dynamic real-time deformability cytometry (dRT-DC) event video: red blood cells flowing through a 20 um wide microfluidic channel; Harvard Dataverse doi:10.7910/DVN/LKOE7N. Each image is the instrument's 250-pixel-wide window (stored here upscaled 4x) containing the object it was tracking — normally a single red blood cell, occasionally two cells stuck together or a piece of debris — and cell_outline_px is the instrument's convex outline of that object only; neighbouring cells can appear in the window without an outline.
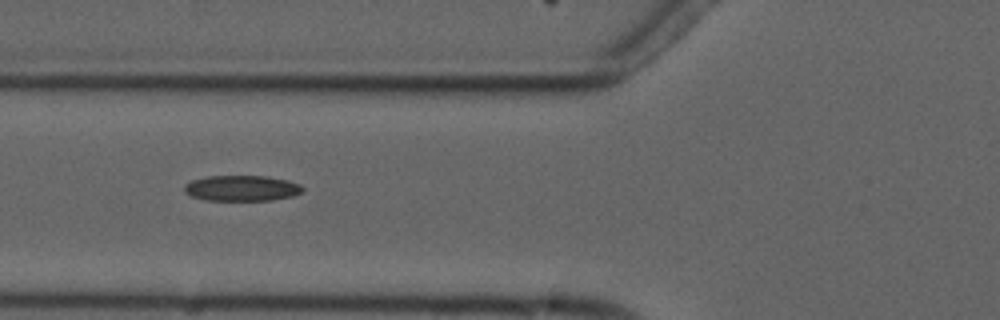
{"species": "common noctule bat (a hibernating species)", "species_latin": "Nyctalus noctula", "temperature_condition": "cold", "stored_images_in_passage": 7, "camera_frame_rate_fps": 3000, "um_per_image_px": 0.085, "animal": {"sex": "male", "forearm_length_mm": 52.5}, "frame": {"image": 1, "passage_image": 4, "time_ms": 4.333, "image_size_px": [1000, 320], "cell_outline_px": [[304, 192], [292, 196], [272, 200], [204, 200], [192, 196], [184, 192], [184, 184], [192, 180], [204, 176], [268, 176], [288, 180], [300, 184], [304, 188]], "centroid_in_image_um": [20.56, 15.99], "position_along_channel_um": 105.2, "area_um2": 17.86}}
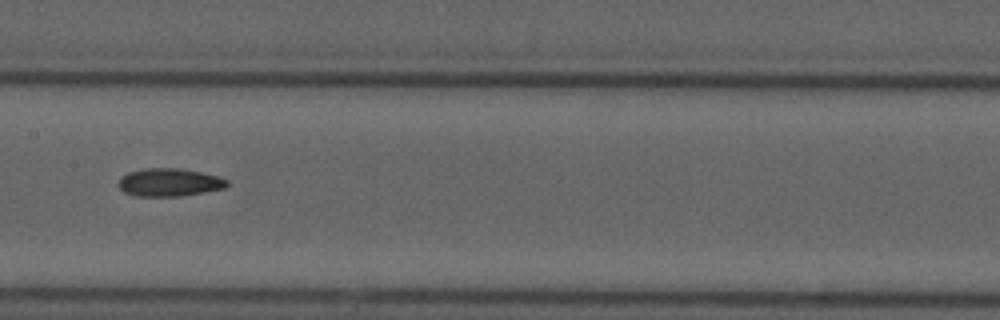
{"frame": {"image": 2, "passage_image": 6, "time_ms": 6.667, "image_size_px": [1000, 320], "cell_outline_px": [[228, 184], [224, 188], [204, 192], [180, 196], [136, 196], [124, 192], [120, 188], [120, 180], [128, 172], [144, 168], [176, 168], [200, 172], [216, 176], [228, 180]], "centroid_in_image_um": [14.39, 15.5], "position_along_channel_um": 193.0, "area_um2": 17.4}}
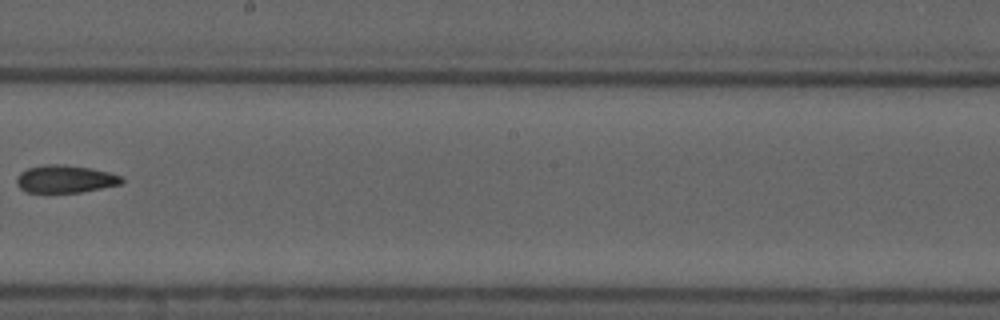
{"frame": {"image": 3, "passage_image": 7, "time_ms": 8.0, "image_size_px": [1000, 320], "cell_outline_px": [[124, 180], [120, 184], [80, 192], [28, 192], [20, 188], [16, 184], [16, 176], [20, 172], [28, 168], [44, 164], [64, 164], [92, 168], [108, 172], [120, 176]], "centroid_in_image_um": [5.5, 15.2], "position_along_channel_um": 242.7, "area_um2": 16.88}}